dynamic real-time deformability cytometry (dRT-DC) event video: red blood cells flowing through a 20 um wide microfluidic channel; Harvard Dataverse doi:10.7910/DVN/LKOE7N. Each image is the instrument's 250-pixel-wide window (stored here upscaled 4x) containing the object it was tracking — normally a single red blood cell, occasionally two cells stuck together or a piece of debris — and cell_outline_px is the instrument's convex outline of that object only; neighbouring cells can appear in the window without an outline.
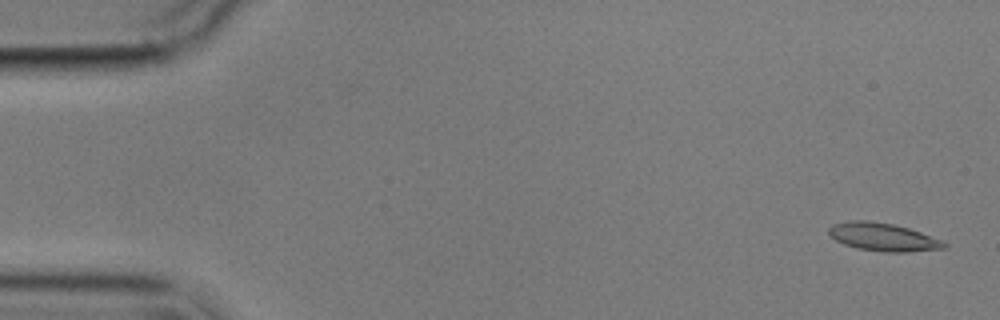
{"species": "common noctule bat (a hibernating species)", "species_latin": "Nyctalus noctula", "temperature_condition": "cold", "stored_images_in_passage": 5, "camera_frame_rate_fps": 3000, "um_per_image_px": 0.085, "animal": {"sex": "male", "body_mass_g": 17.9}, "frame": {"image": 1, "passage_image": 1, "time_ms": 0.0, "image_size_px": [1000, 320], "cell_outline_px": [[948, 248], [908, 252], [884, 252], [856, 248], [844, 244], [836, 240], [828, 232], [828, 228], [832, 224], [848, 220], [868, 220], [892, 224], [908, 228], [944, 240], [948, 244]], "centroid_in_image_um": [75.09, 20.15], "position_along_channel_um": 9.9, "area_um2": 19.02}}